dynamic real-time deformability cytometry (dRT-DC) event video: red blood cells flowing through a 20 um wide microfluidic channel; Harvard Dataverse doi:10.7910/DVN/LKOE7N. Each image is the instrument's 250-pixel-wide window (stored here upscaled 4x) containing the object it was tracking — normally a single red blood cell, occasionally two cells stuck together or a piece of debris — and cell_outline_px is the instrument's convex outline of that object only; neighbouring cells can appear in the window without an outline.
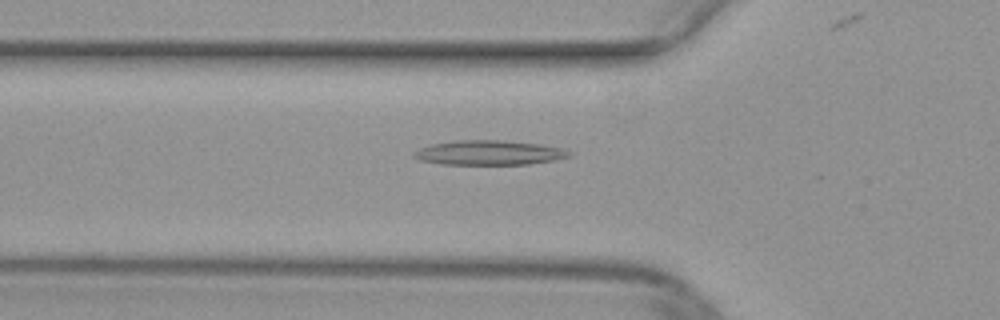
{"species": "common noctule bat (a hibernating species)", "species_latin": "Nyctalus noctula", "temperature_condition": "warm", "stored_images_in_passage": 36, "camera_frame_rate_fps": 3000, "um_per_image_px": 0.085, "animal": {"sex": "female", "body_mass_g": 29.2, "forearm_length_mm": 56.3}, "frame": {"image": 1, "passage_image": 7, "time_ms": 2.0, "image_size_px": [1000, 320], "cell_outline_px": [[572, 156], [556, 160], [528, 164], [440, 164], [420, 160], [412, 156], [412, 152], [420, 148], [432, 144], [456, 140], [504, 140], [540, 144], [564, 148], [572, 152]], "centroid_in_image_um": [41.6, 12.97], "position_along_channel_um": 84.2, "area_um2": 22.43}}
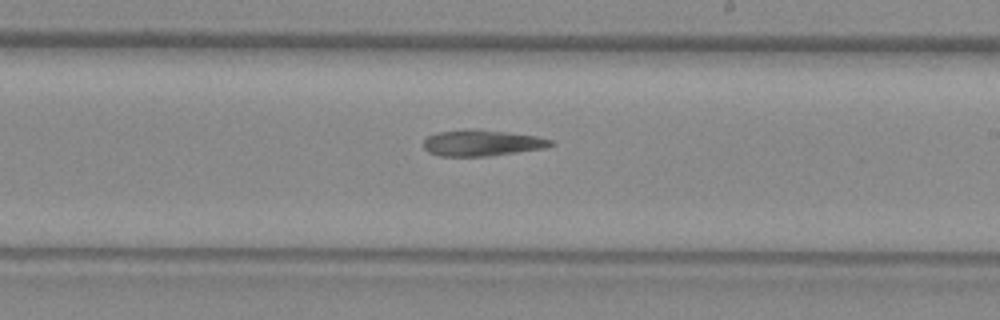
{"frame": {"image": 2, "passage_image": 19, "time_ms": 6.0, "image_size_px": [1000, 320], "cell_outline_px": [[556, 144], [544, 148], [488, 156], [440, 156], [428, 152], [424, 148], [424, 140], [428, 136], [436, 132], [464, 128], [476, 128], [536, 136], [552, 140]], "centroid_in_image_um": [40.93, 12.13], "position_along_channel_um": 248.1, "area_um2": 19.54}}
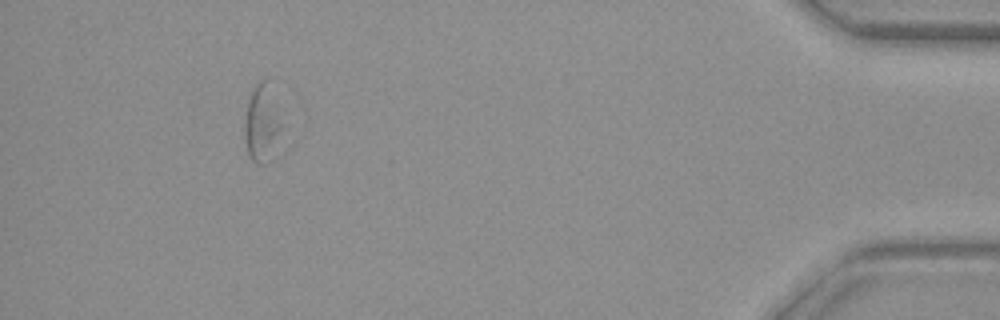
{"frame": {"image": 3, "passage_image": 36, "time_ms": 11.667, "image_size_px": [1000, 320], "cell_outline_px": [[296, 144], [280, 156], [264, 164], [260, 164], [252, 160], [248, 156], [244, 136], [244, 124], [248, 100], [252, 88], [256, 80], [264, 80]], "centroid_in_image_um": [22.54, 10.77], "position_along_channel_um": 412.7, "area_um2": 19.83}}